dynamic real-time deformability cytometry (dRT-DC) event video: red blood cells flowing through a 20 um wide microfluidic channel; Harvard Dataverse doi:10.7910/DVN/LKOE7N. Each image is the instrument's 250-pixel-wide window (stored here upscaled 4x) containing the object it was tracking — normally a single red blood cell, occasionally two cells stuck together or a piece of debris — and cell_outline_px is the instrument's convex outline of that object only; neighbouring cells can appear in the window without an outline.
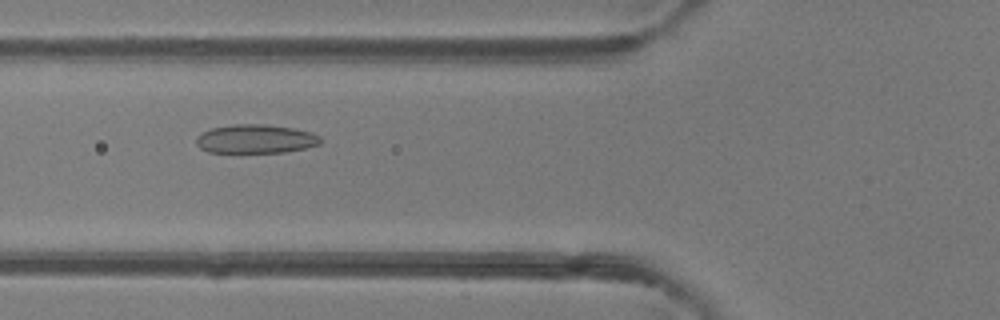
{"species": "common noctule bat (a hibernating species)", "species_latin": "Nyctalus noctula", "temperature_condition": "room temperature", "stored_images_in_passage": 50, "camera_frame_rate_fps": 3000, "um_per_image_px": 0.085, "animal": {"sex": "female"}, "frame": {"image": 1, "passage_image": 19, "time_ms": 6.0, "image_size_px": [1000, 320], "cell_outline_px": [[324, 140], [320, 144], [304, 148], [284, 152], [208, 152], [200, 148], [196, 144], [196, 136], [212, 128], [232, 124], [264, 124], [292, 128], [312, 132], [320, 136]], "centroid_in_image_um": [21.74, 11.8], "position_along_channel_um": 104.1, "area_um2": 20.87}}
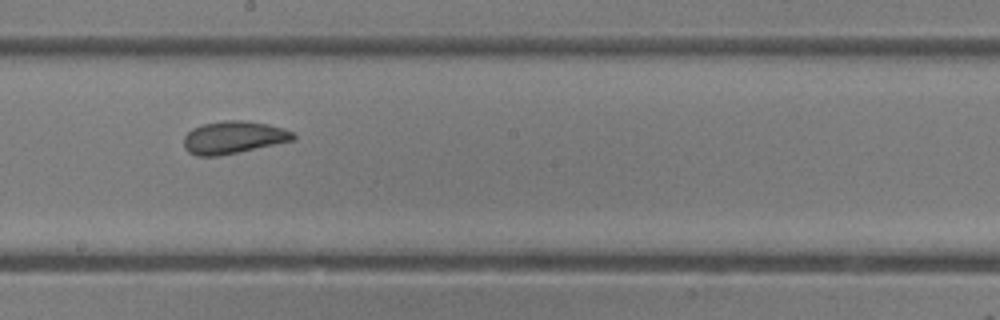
{"frame": {"image": 2, "passage_image": 28, "time_ms": 9.0, "image_size_px": [1000, 320], "cell_outline_px": [[296, 140], [220, 156], [196, 156], [188, 152], [184, 148], [184, 136], [192, 128], [204, 124], [224, 120], [244, 120], [268, 124], [284, 128], [296, 132]], "centroid_in_image_um": [19.88, 11.68], "position_along_channel_um": 228.3, "area_um2": 21.04}}
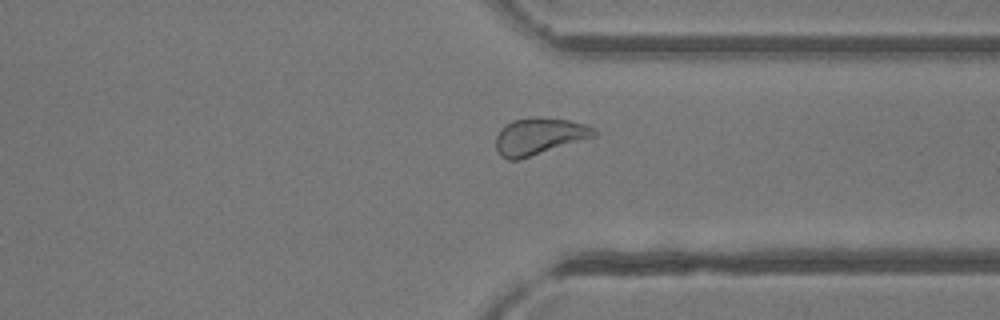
{"frame": {"image": 3, "passage_image": 38, "time_ms": 12.333, "image_size_px": [1000, 320], "cell_outline_px": [[596, 136], [520, 160], [508, 160], [500, 156], [496, 148], [496, 136], [500, 128], [512, 120], [568, 120], [588, 124], [596, 132]], "centroid_in_image_um": [45.8, 11.65], "position_along_channel_um": 365.6, "area_um2": 20.52}, "authors_computed_cell_mechanics": {"area_um2": 22.3108, "velocity_mm_per_s": 4.142, "shape_relaxation_time_tau1_ms": 6.9154, "shape_relaxation_time_tau2_ms": 1.6411, "deformation_change_tau1": 0.1513, "deformation_change_tau2": 0.0771}}